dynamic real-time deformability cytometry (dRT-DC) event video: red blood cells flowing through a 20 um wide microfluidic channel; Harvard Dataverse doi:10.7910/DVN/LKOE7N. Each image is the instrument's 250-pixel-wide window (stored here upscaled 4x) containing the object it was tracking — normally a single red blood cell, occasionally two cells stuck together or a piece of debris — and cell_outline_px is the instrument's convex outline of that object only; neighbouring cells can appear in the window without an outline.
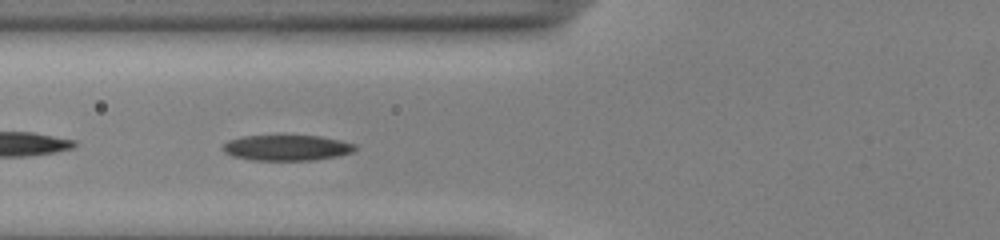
{"species": "common noctule bat (a hibernating species)", "species_latin": "Nyctalus noctula", "temperature_condition": "cold", "stored_images_in_passage": 39, "camera_frame_rate_fps": 3000, "um_per_image_px": 0.085, "animal": {"sex": "male", "body_mass_g": 13.0, "forearm_length_mm": 53.1}, "frame": {"image": 1, "passage_image": 11, "time_ms": 3.333, "image_size_px": [1000, 240], "cell_outline_px": [[356, 148], [352, 152], [336, 156], [312, 160], [252, 160], [232, 156], [224, 152], [220, 148], [228, 140], [244, 136], [320, 136], [340, 140], [356, 144]], "centroid_in_image_um": [24.35, 12.56], "position_along_channel_um": 101.5, "area_um2": 19.65}}
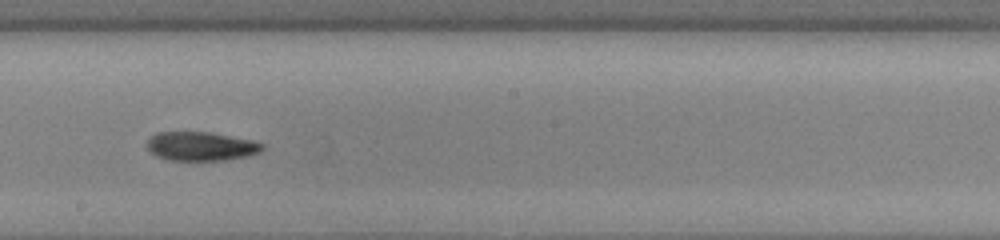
{"frame": {"image": 2, "passage_image": 21, "time_ms": 6.667, "image_size_px": [1000, 240], "cell_outline_px": [[264, 148], [260, 152], [248, 156], [224, 160], [168, 160], [156, 156], [148, 148], [148, 140], [156, 132], [212, 132], [252, 140], [264, 144]], "centroid_in_image_um": [17.11, 12.43], "position_along_channel_um": 231.1, "area_um2": 19.42}}
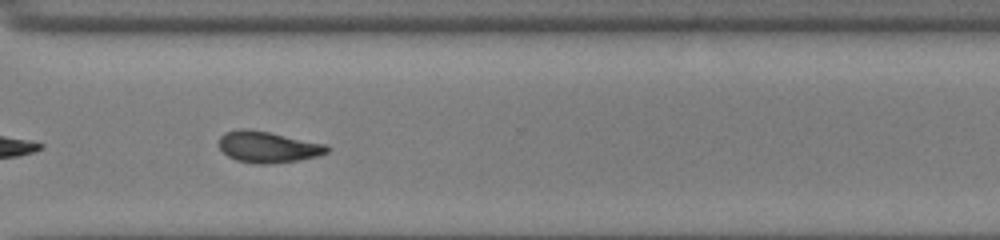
{"frame": {"image": 3, "passage_image": 30, "time_ms": 9.667, "image_size_px": [1000, 240], "cell_outline_px": [[332, 148], [328, 152], [316, 156], [300, 160], [268, 164], [256, 164], [236, 160], [228, 156], [220, 148], [220, 136], [224, 132], [240, 128], [248, 128], [328, 144]], "centroid_in_image_um": [22.8, 12.49], "position_along_channel_um": 347.8, "area_um2": 19.83}, "authors_computed_cell_mechanics": {"area_um2": 19.7676, "velocity_mm_per_s": 3.8922, "shape_relaxation_time_tau1_ms": 3.807, "shape_relaxation_time_tau2_ms": 8.0485, "deformation_change_tau1": 0.1191, "deformation_change_tau2": 0.1498}}